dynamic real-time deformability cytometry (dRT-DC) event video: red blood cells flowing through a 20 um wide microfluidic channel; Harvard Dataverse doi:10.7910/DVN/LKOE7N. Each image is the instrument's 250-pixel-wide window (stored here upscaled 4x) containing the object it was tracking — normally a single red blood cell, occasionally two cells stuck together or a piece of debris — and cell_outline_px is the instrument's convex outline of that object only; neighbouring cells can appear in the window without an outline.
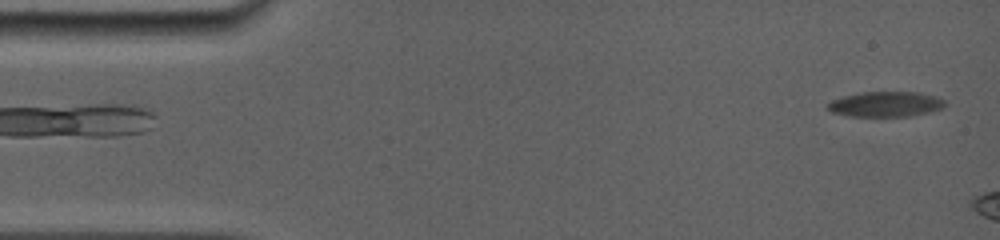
{"species": "common noctule bat (a hibernating species)", "species_latin": "Nyctalus noctula", "temperature_condition": "room temperature", "stored_images_in_passage": 9, "camera_frame_rate_fps": 5000, "um_per_image_px": 0.085, "animal": {"sex": "female", "body_mass_g": 19.0, "forearm_length_mm": 56.7}, "frame": {"image": 1, "passage_image": 3, "time_ms": 0.4, "image_size_px": [1000, 240], "cell_outline_px": [[948, 104], [944, 108], [912, 116], [848, 116], [832, 112], [828, 108], [828, 104], [832, 100], [844, 96], [860, 92], [920, 92], [936, 96], [944, 100]], "centroid_in_image_um": [75.33, 8.85], "position_along_channel_um": 9.7, "area_um2": 17.28}}